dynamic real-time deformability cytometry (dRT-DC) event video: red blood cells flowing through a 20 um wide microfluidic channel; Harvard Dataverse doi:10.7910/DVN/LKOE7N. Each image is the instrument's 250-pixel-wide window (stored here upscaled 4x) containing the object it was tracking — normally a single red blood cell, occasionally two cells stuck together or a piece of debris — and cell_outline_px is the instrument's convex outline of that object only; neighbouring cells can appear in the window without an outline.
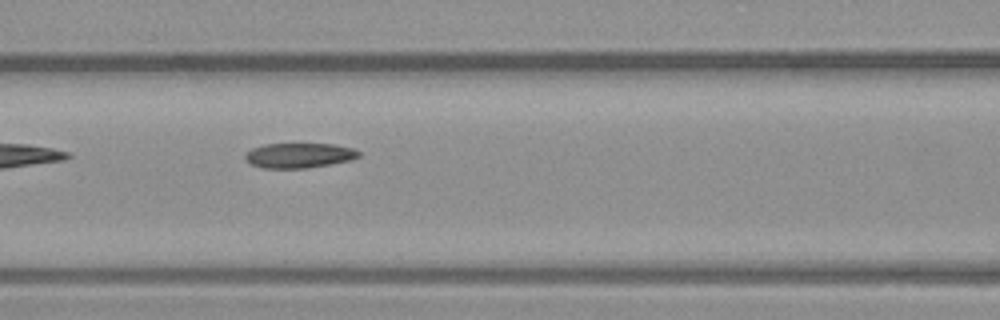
{"species": "common noctule bat (a hibernating species)", "species_latin": "Nyctalus noctula", "temperature_condition": "warm", "stored_images_in_passage": 7, "camera_frame_rate_fps": 3000, "um_per_image_px": 0.085, "animal": {"sex": "male", "body_mass_g": 23.1, "forearm_length_mm": 52.7}, "frame": {"image": 1, "passage_image": 6, "time_ms": 1.667, "image_size_px": [1000, 320], "cell_outline_px": [[360, 156], [352, 160], [332, 164], [308, 168], [264, 168], [252, 164], [244, 156], [244, 152], [252, 148], [264, 144], [332, 144], [352, 148], [360, 152]], "centroid_in_image_um": [25.43, 13.21], "position_along_channel_um": 141.2, "area_um2": 16.53}}
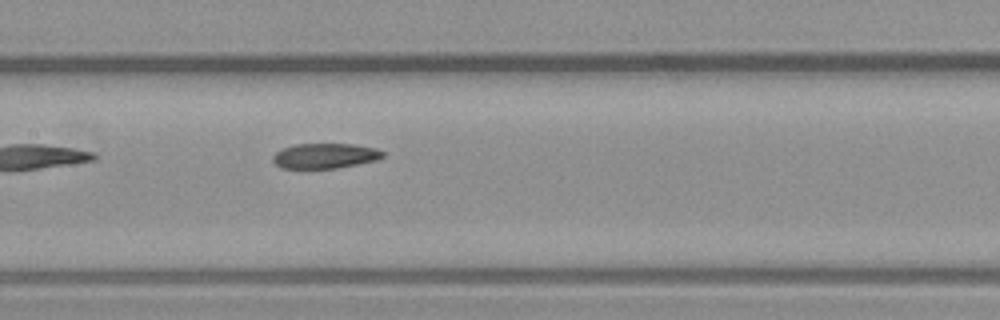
{"frame": {"image": 2, "passage_image": 7, "time_ms": 2.0, "image_size_px": [1000, 320], "cell_outline_px": [[384, 156], [376, 160], [336, 168], [280, 168], [272, 160], [272, 156], [276, 152], [284, 148], [296, 144], [352, 144], [376, 148], [384, 152]], "centroid_in_image_um": [27.61, 13.24], "position_along_channel_um": 179.8, "area_um2": 15.95}}